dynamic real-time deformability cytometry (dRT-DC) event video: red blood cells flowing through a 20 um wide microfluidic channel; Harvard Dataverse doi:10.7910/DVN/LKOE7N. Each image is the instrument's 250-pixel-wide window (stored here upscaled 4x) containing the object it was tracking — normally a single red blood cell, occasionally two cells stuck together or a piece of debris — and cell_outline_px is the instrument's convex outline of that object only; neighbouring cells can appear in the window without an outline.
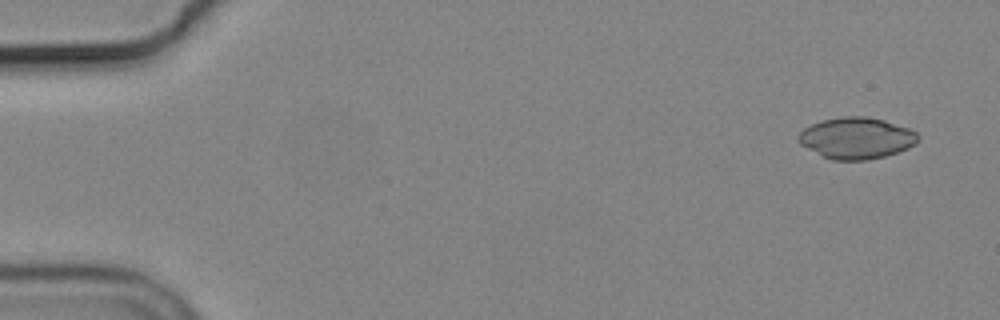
{"species": "common noctule bat (a hibernating species)", "species_latin": "Nyctalus noctula", "temperature_condition": "cold", "stored_images_in_passage": 7, "camera_frame_rate_fps": 3000, "um_per_image_px": 0.085, "animal": {"sex": "male", "body_mass_g": 19.2, "forearm_length_mm": 51.8}, "frame": {"image": 1, "passage_image": 1, "time_ms": 0.0, "image_size_px": [1000, 320], "cell_outline_px": [[920, 140], [916, 144], [908, 148], [884, 156], [868, 160], [832, 160], [800, 144], [796, 140], [796, 136], [804, 128], [820, 120], [844, 116], [868, 116], [884, 120], [908, 128], [916, 132], [920, 136]], "centroid_in_image_um": [72.8, 11.73], "position_along_channel_um": 12.2, "area_um2": 28.96}}
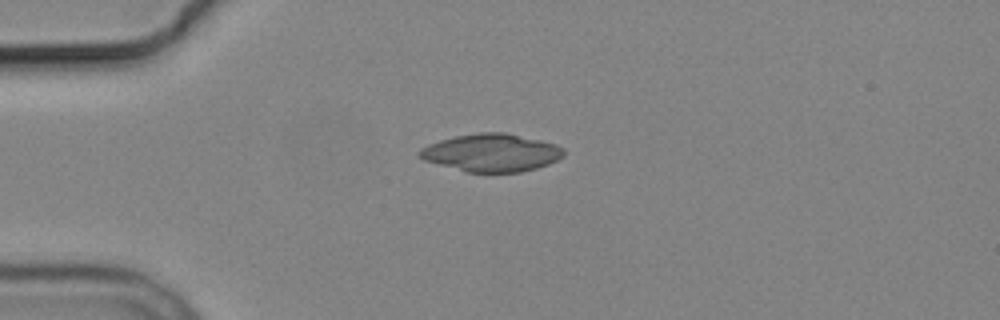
{"frame": {"image": 2, "passage_image": 4, "time_ms": 3.667, "image_size_px": [1000, 320], "cell_outline_px": [[564, 156], [548, 164], [536, 168], [520, 172], [464, 172], [424, 160], [416, 152], [420, 148], [428, 144], [440, 140], [456, 136], [480, 132], [504, 132], [540, 140], [556, 144], [564, 148]], "centroid_in_image_um": [41.76, 12.98], "position_along_channel_um": 43.2, "area_um2": 31.73}}